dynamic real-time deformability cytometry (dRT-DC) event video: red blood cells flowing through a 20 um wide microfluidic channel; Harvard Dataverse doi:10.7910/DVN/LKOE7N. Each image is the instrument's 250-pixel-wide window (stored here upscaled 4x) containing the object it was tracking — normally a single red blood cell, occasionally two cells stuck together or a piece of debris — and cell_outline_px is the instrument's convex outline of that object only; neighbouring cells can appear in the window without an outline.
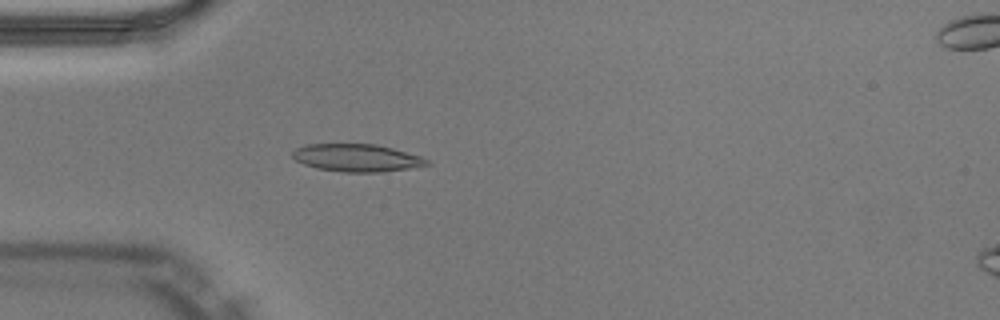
{"species": "Egyptian fruit bat (a non-hibernating species)", "species_latin": "Rousettus aegyptiacus", "temperature_condition": "warm", "stored_images_in_passage": 28, "camera_frame_rate_fps": 3000, "um_per_image_px": 0.085, "animal": {"sex": "male"}, "frame": {"image": 1, "passage_image": 13, "time_ms": 4.0, "image_size_px": [1000, 320], "cell_outline_px": [[432, 164], [384, 172], [344, 172], [316, 168], [304, 164], [296, 160], [292, 156], [292, 152], [296, 148], [304, 144], [376, 144], [392, 148], [420, 156], [428, 160]], "centroid_in_image_um": [30.31, 13.41], "position_along_channel_um": 54.7, "area_um2": 21.56}}
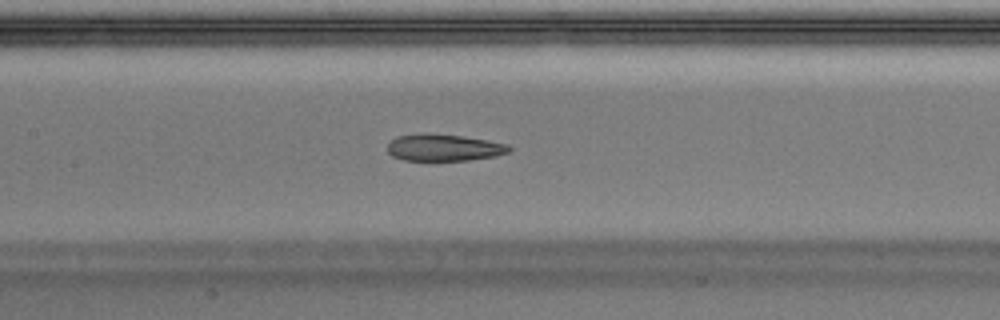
{"frame": {"image": 2, "passage_image": 22, "time_ms": 7.0, "image_size_px": [1000, 320], "cell_outline_px": [[512, 148], [508, 152], [496, 156], [468, 160], [404, 160], [392, 156], [388, 152], [388, 144], [396, 136], [424, 132], [428, 132], [464, 136], [508, 144]], "centroid_in_image_um": [37.71, 12.53], "position_along_channel_um": 169.7, "area_um2": 19.19}}
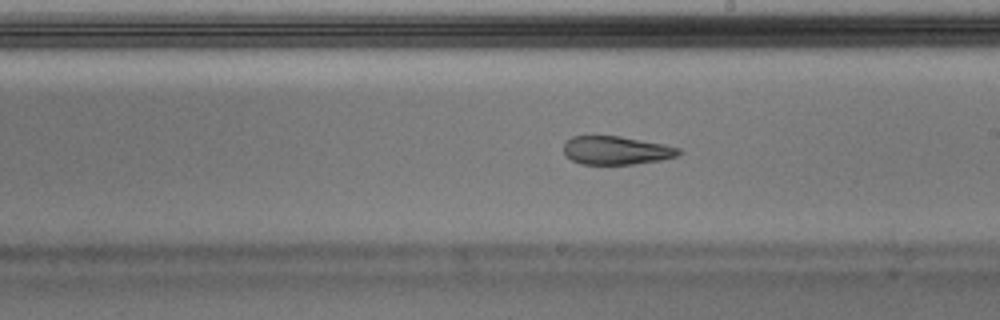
{"frame": {"image": 3, "passage_image": 27, "time_ms": 8.667, "image_size_px": [1000, 320], "cell_outline_px": [[680, 152], [676, 156], [660, 160], [632, 164], [580, 164], [564, 156], [564, 144], [572, 136], [620, 136], [664, 144], [680, 148]], "centroid_in_image_um": [52.35, 12.78], "position_along_channel_um": 236.7, "area_um2": 18.96}}